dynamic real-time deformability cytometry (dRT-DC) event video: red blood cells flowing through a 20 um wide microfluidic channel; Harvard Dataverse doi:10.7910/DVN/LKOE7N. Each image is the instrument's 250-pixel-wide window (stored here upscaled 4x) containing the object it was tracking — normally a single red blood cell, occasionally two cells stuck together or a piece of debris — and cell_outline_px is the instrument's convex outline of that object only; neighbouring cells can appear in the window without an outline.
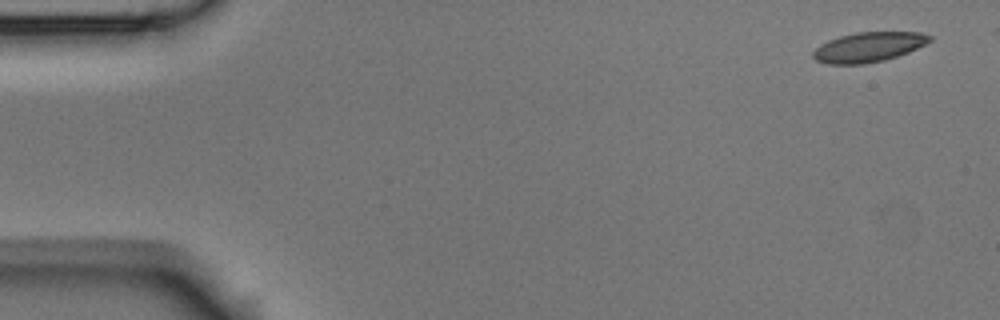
{"species": "Egyptian fruit bat (a non-hibernating species)", "species_latin": "Rousettus aegyptiacus", "temperature_condition": "room temperature", "stored_images_in_passage": 5, "camera_frame_rate_fps": 3000, "um_per_image_px": 0.085, "animal": {"sex": "male"}, "frame": {"image": 1, "passage_image": 1, "time_ms": 0.0, "image_size_px": [1000, 320], "cell_outline_px": [[932, 40], [908, 52], [884, 60], [864, 64], [828, 64], [816, 60], [812, 56], [812, 52], [820, 44], [828, 40], [840, 36], [856, 32], [920, 32], [932, 36]], "centroid_in_image_um": [73.8, 4.0], "position_along_channel_um": 11.2, "area_um2": 20.17}}